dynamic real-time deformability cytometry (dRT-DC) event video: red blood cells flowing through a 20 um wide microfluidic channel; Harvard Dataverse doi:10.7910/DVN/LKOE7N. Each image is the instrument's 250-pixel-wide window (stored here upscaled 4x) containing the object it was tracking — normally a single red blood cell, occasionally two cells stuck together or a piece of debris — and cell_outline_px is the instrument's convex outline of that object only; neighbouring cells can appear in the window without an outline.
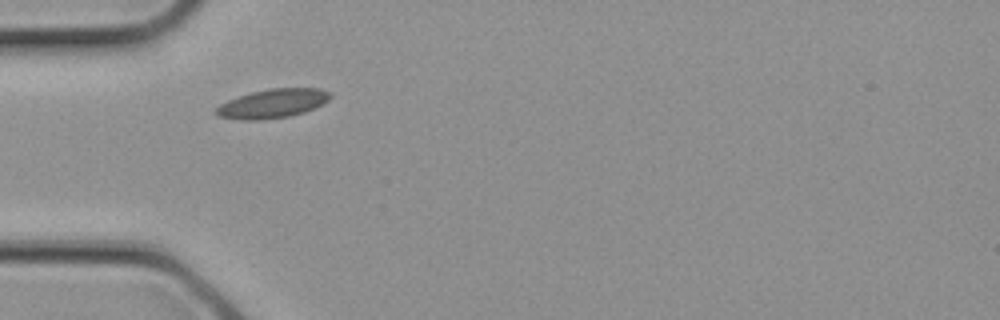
{"species": "common noctule bat (a hibernating species)", "species_latin": "Nyctalus noctula", "temperature_condition": "cold", "stored_images_in_passage": 1, "camera_frame_rate_fps": 3000, "um_per_image_px": 0.085, "animal": {"sex": "female", "body_mass_g": 21.9}, "frame": {"image": 1, "passage_image": 1, "time_ms": 0.0, "image_size_px": [1000, 320], "cell_outline_px": [[332, 96], [324, 104], [304, 112], [288, 116], [260, 120], [244, 120], [216, 116], [216, 108], [220, 104], [228, 100], [252, 92], [268, 88], [320, 88], [332, 92]], "centroid_in_image_um": [23.21, 8.79], "position_along_channel_um": 61.8, "area_um2": 19.31}}